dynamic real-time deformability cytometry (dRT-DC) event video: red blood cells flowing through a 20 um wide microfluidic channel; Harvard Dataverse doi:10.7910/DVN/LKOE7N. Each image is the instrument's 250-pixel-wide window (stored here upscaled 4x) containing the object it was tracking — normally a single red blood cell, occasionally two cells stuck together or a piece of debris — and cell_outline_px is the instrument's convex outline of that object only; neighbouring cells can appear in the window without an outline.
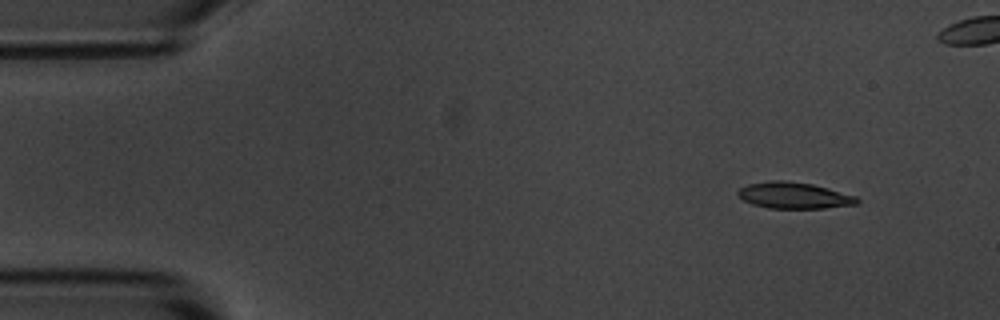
{"species": "common noctule bat (a hibernating species)", "species_latin": "Nyctalus noctula", "temperature_condition": "room temperature", "stored_images_in_passage": 4, "camera_frame_rate_fps": 3000, "um_per_image_px": 0.085, "animal": {"sex": "male", "body_mass_g": 20.1, "forearm_length_mm": 53.5}, "frame": {"image": 1, "passage_image": 1, "time_ms": 0.0, "image_size_px": [1000, 320], "cell_outline_px": [[860, 200], [856, 204], [824, 208], [768, 208], [752, 204], [736, 196], [736, 192], [740, 188], [748, 184], [768, 180], [784, 180], [812, 184], [828, 188], [856, 196]], "centroid_in_image_um": [67.45, 16.6], "position_along_channel_um": 17.6, "area_um2": 18.32}}